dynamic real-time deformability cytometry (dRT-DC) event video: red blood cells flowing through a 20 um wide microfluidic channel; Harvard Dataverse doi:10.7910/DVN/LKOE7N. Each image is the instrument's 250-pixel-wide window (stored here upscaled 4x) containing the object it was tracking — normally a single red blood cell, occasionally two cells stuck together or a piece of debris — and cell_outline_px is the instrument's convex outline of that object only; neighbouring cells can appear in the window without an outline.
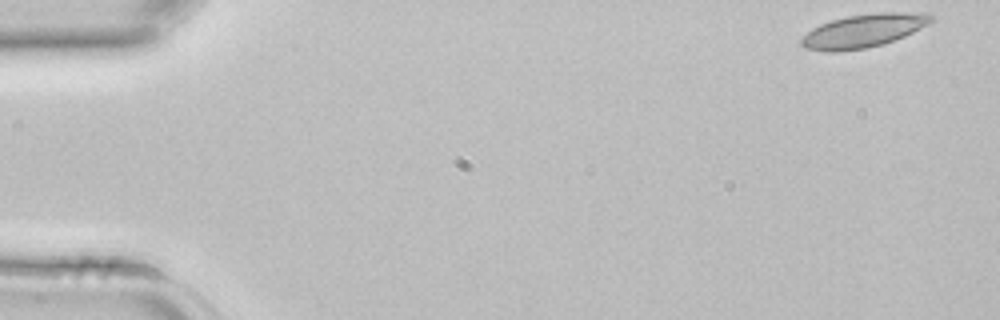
{"species": "common noctule bat (a hibernating species)", "species_latin": "Nyctalus noctula", "temperature_condition": "room temperature", "stored_images_in_passage": 3, "camera_frame_rate_fps": 3000, "um_per_image_px": 0.085, "animal": {"sex": "female", "body_mass_g": 22.7, "forearm_length_mm": 54.2}, "frame": {"image": 1, "passage_image": 1, "time_ms": 0.0, "image_size_px": [1000, 320], "cell_outline_px": [[936, 20], [904, 36], [880, 44], [864, 48], [836, 52], [824, 52], [804, 48], [800, 44], [800, 36], [812, 28], [820, 24], [832, 20], [848, 16], [876, 12], [920, 12], [932, 16]], "centroid_in_image_um": [73.34, 2.61], "position_along_channel_um": 11.7, "area_um2": 25.26}}